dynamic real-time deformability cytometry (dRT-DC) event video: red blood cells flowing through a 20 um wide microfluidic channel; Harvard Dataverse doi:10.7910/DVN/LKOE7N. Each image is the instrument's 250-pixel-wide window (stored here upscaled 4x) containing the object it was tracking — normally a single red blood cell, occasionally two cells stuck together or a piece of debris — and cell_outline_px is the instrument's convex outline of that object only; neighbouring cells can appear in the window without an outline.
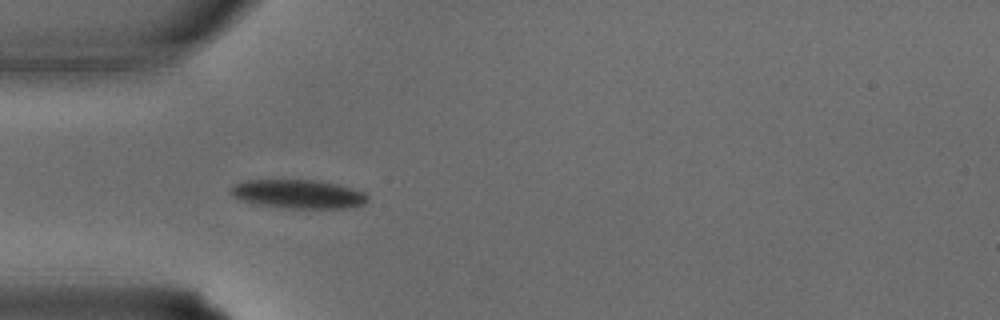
{"species": "common noctule bat (a hibernating species)", "species_latin": "Nyctalus noctula", "temperature_condition": "warm", "stored_images_in_passage": 3, "camera_frame_rate_fps": 3000, "um_per_image_px": 0.085, "animal": {"sex": "male", "body_mass_g": 15.6}, "frame": {"image": 1, "passage_image": 1, "time_ms": 0.0, "image_size_px": [1000, 320], "cell_outline_px": [[368, 200], [364, 204], [352, 208], [280, 208], [252, 204], [240, 200], [232, 196], [228, 192], [228, 188], [232, 184], [244, 180], [320, 180], [340, 184], [364, 192], [368, 196]], "centroid_in_image_um": [25.3, 16.49], "position_along_channel_um": 59.7, "area_um2": 23.64}}